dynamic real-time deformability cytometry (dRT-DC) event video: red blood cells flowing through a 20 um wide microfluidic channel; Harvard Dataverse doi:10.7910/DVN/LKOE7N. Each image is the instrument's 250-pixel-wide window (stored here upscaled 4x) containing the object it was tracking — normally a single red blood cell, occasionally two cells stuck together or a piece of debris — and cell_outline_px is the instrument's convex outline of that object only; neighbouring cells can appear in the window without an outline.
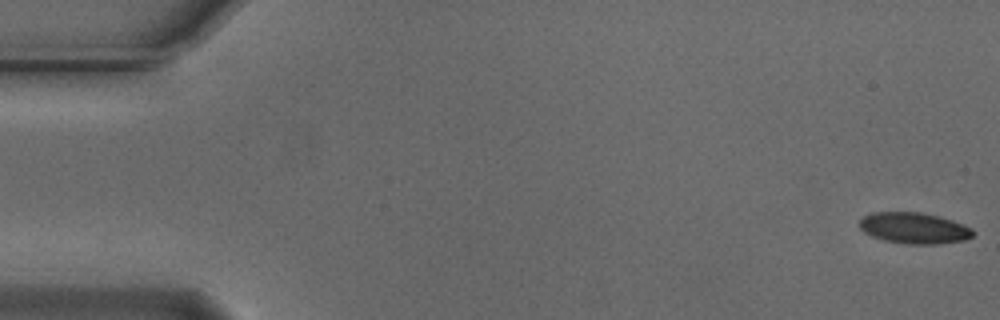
{"species": "Egyptian fruit bat (a non-hibernating species)", "species_latin": "Rousettus aegyptiacus", "temperature_condition": "cold", "stored_images_in_passage": 6, "camera_frame_rate_fps": 3000, "um_per_image_px": 0.085, "animal": {"sex": "male"}, "frame": {"image": 1, "passage_image": 1, "time_ms": 0.0, "image_size_px": [1000, 320], "cell_outline_px": [[972, 236], [964, 240], [940, 244], [908, 244], [884, 240], [872, 236], [864, 232], [860, 228], [860, 220], [864, 216], [872, 212], [920, 212], [940, 216], [952, 220], [972, 228]], "centroid_in_image_um": [77.69, 19.38], "position_along_channel_um": 7.3, "area_um2": 20.52}}